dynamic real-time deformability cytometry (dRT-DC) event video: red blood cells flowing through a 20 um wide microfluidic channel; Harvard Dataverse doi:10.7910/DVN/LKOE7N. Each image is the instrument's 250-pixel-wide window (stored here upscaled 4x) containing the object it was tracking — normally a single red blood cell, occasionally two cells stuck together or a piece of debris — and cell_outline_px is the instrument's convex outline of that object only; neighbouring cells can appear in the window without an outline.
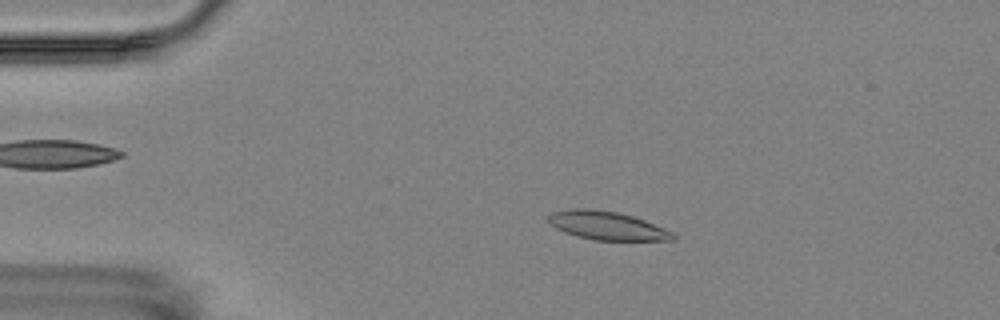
{"species": "Egyptian fruit bat (a non-hibernating species)", "species_latin": "Rousettus aegyptiacus", "temperature_condition": "room temperature", "stored_images_in_passage": 6, "camera_frame_rate_fps": 3000, "um_per_image_px": 0.085, "animal": {"sex": "female"}, "frame": {"image": 1, "passage_image": 2, "time_ms": 2.0, "image_size_px": [1000, 320], "cell_outline_px": [[676, 240], [596, 240], [576, 236], [564, 232], [548, 224], [548, 216], [552, 212], [572, 208], [588, 208], [616, 212], [632, 216], [644, 220], [664, 228], [672, 232], [676, 236]], "centroid_in_image_um": [51.56, 19.18], "position_along_channel_um": 33.4, "area_um2": 20.63}}
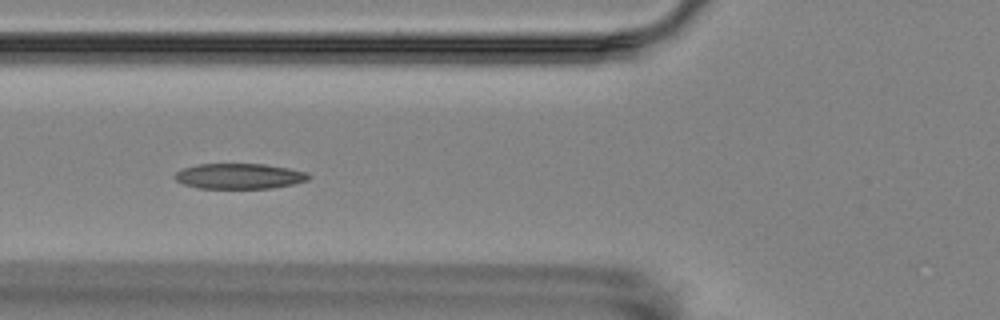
{"frame": {"image": 2, "passage_image": 5, "time_ms": 5.333, "image_size_px": [1000, 320], "cell_outline_px": [[312, 176], [308, 180], [292, 184], [272, 188], [196, 188], [184, 184], [176, 180], [172, 176], [176, 172], [184, 168], [196, 164], [264, 164], [288, 168], [308, 172]], "centroid_in_image_um": [20.34, 14.97], "position_along_channel_um": 105.5, "area_um2": 19.88}}